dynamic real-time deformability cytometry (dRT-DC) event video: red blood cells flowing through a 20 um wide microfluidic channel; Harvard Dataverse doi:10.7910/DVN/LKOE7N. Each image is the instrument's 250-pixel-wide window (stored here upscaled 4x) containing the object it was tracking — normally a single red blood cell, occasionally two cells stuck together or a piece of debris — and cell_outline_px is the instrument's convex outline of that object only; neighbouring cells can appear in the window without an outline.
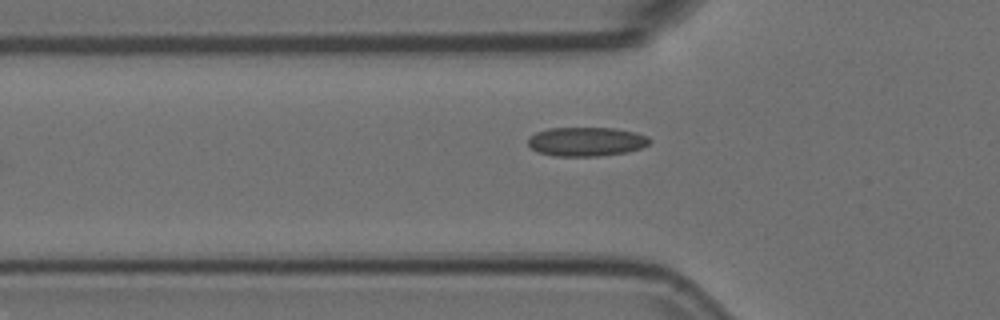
{"species": "Egyptian fruit bat (a non-hibernating species)", "species_latin": "Rousettus aegyptiacus", "temperature_condition": "room temperature", "stored_images_in_passage": 6, "camera_frame_rate_fps": 3000, "um_per_image_px": 0.085, "animal": {"sex": "female"}, "frame": {"image": 1, "passage_image": 6, "time_ms": 1.667, "image_size_px": [1000, 320], "cell_outline_px": [[652, 140], [648, 144], [640, 148], [628, 152], [600, 156], [552, 156], [536, 152], [528, 144], [528, 136], [536, 132], [548, 128], [612, 128], [636, 132], [648, 136]], "centroid_in_image_um": [49.82, 12.04], "position_along_channel_um": 76.0, "area_um2": 20.81}}